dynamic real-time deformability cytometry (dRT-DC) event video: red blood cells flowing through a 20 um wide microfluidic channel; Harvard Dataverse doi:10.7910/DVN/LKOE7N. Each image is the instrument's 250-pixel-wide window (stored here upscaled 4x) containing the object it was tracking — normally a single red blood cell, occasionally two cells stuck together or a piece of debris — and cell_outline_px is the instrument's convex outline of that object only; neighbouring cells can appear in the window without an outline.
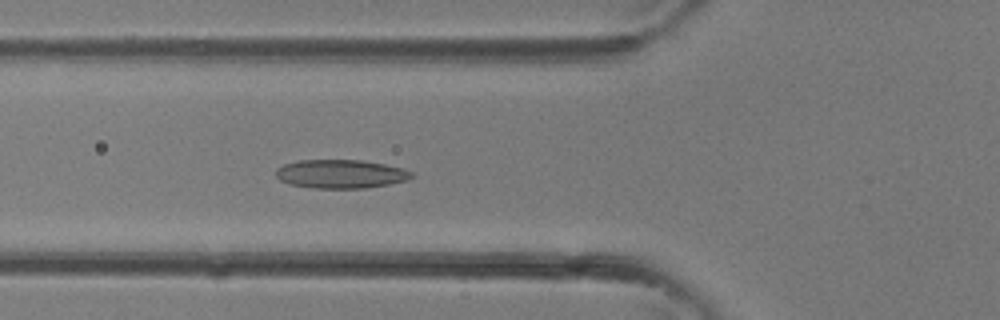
{"species": "common noctule bat (a hibernating species)", "species_latin": "Nyctalus noctula", "temperature_condition": "room temperature", "stored_images_in_passage": 26, "camera_frame_rate_fps": 3000, "um_per_image_px": 0.085, "animal": {"sex": "female"}, "frame": {"image": 1, "passage_image": 9, "time_ms": 2.667, "image_size_px": [1000, 320], "cell_outline_px": [[416, 176], [408, 180], [388, 184], [364, 188], [312, 188], [292, 184], [280, 180], [276, 176], [276, 168], [284, 164], [300, 160], [360, 160], [384, 164], [400, 168], [412, 172]], "centroid_in_image_um": [28.97, 14.78], "position_along_channel_um": 96.8, "area_um2": 22.54}}
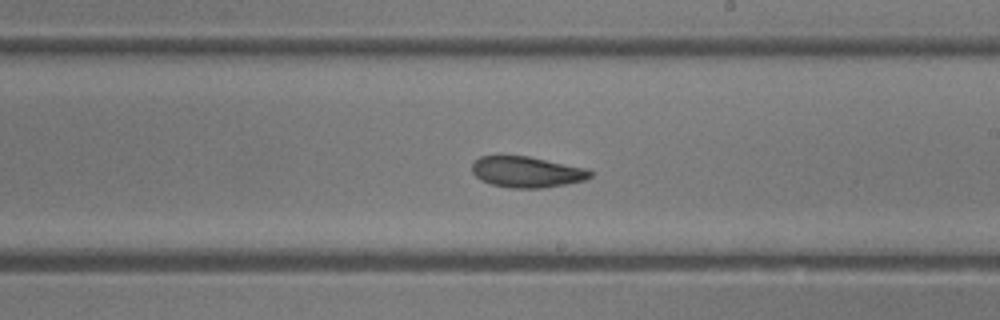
{"frame": {"image": 2, "passage_image": 17, "time_ms": 5.333, "image_size_px": [1000, 320], "cell_outline_px": [[592, 176], [584, 180], [564, 184], [540, 188], [508, 188], [492, 184], [480, 180], [472, 172], [472, 164], [480, 156], [528, 156], [588, 168], [592, 172]], "centroid_in_image_um": [44.78, 14.61], "position_along_channel_um": 244.2, "area_um2": 21.27}}
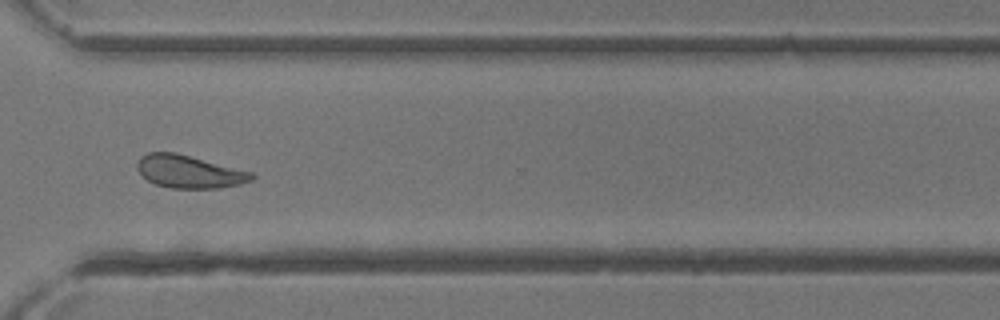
{"frame": {"image": 3, "passage_image": 23, "time_ms": 7.333, "image_size_px": [1000, 320], "cell_outline_px": [[256, 176], [252, 180], [240, 184], [220, 188], [172, 188], [156, 184], [148, 180], [136, 168], [136, 164], [140, 156], [148, 152], [176, 152], [252, 172]], "centroid_in_image_um": [16.08, 14.58], "position_along_channel_um": 354.5, "area_um2": 21.85}}